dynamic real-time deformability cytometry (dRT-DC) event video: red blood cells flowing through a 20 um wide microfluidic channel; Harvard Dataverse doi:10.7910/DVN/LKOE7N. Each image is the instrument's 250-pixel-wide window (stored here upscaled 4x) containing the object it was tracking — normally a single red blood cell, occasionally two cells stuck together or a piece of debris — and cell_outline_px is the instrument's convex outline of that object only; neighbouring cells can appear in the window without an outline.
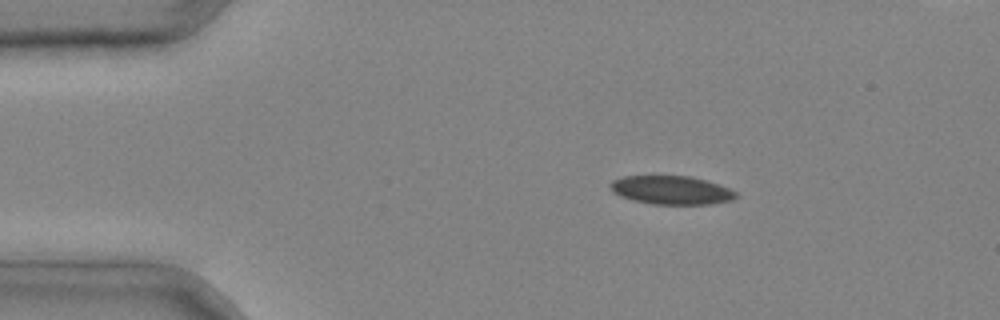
{"species": "common noctule bat (a hibernating species)", "species_latin": "Nyctalus noctula", "temperature_condition": "cold", "stored_images_in_passage": 3, "camera_frame_rate_fps": 3000, "um_per_image_px": 0.085, "animal": {"sex": "male", "body_mass_g": 20.4}, "frame": {"image": 1, "passage_image": 2, "time_ms": 0.333, "image_size_px": [1000, 320], "cell_outline_px": [[740, 196], [732, 200], [712, 204], [652, 204], [632, 200], [620, 196], [612, 192], [608, 184], [612, 180], [624, 176], [692, 176], [728, 188], [736, 192]], "centroid_in_image_um": [57.04, 16.16], "position_along_channel_um": 28.0, "area_um2": 20.98}}
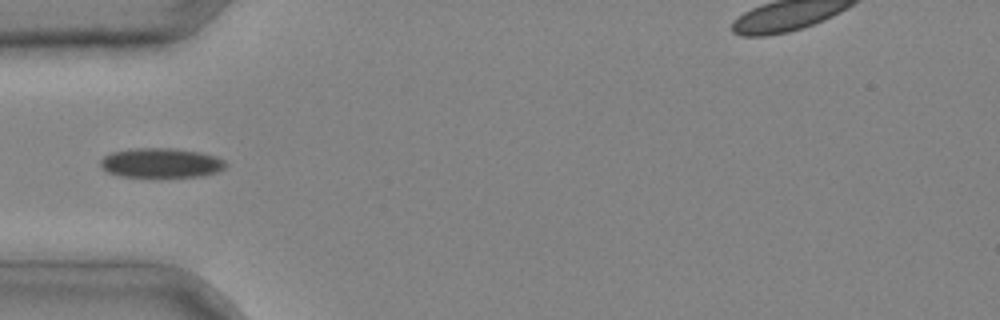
{"frame": {"image": 2, "passage_image": 3, "time_ms": 0.667, "image_size_px": [1000, 320], "cell_outline_px": [[228, 164], [224, 168], [216, 172], [200, 176], [120, 176], [108, 172], [100, 164], [100, 160], [104, 156], [112, 152], [136, 148], [176, 148], [200, 152], [216, 156], [224, 160]], "centroid_in_image_um": [13.71, 13.83], "position_along_channel_um": 71.3, "area_um2": 21.39}}